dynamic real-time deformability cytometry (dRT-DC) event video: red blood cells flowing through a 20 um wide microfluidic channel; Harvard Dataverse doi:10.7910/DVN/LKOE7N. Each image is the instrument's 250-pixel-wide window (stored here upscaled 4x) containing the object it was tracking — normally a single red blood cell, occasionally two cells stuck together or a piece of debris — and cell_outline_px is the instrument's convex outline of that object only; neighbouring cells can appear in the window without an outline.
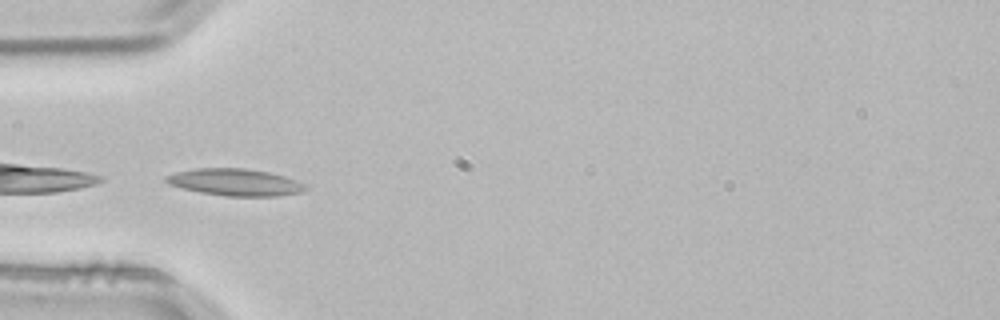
{"species": "common noctule bat (a hibernating species)", "species_latin": "Nyctalus noctula", "temperature_condition": "room temperature", "stored_images_in_passage": 3, "camera_frame_rate_fps": 3000, "um_per_image_px": 0.085, "animal": {"sex": "male", "body_mass_g": 21.5, "forearm_length_mm": 52.0}, "frame": {"image": 1, "passage_image": 3, "time_ms": 0.667, "image_size_px": [1000, 320], "cell_outline_px": [[308, 188], [300, 192], [280, 196], [224, 196], [200, 192], [168, 184], [164, 180], [164, 176], [176, 172], [196, 168], [244, 168], [268, 172], [284, 176], [296, 180], [304, 184]], "centroid_in_image_um": [19.97, 15.49], "position_along_channel_um": 65.0, "area_um2": 21.85}}